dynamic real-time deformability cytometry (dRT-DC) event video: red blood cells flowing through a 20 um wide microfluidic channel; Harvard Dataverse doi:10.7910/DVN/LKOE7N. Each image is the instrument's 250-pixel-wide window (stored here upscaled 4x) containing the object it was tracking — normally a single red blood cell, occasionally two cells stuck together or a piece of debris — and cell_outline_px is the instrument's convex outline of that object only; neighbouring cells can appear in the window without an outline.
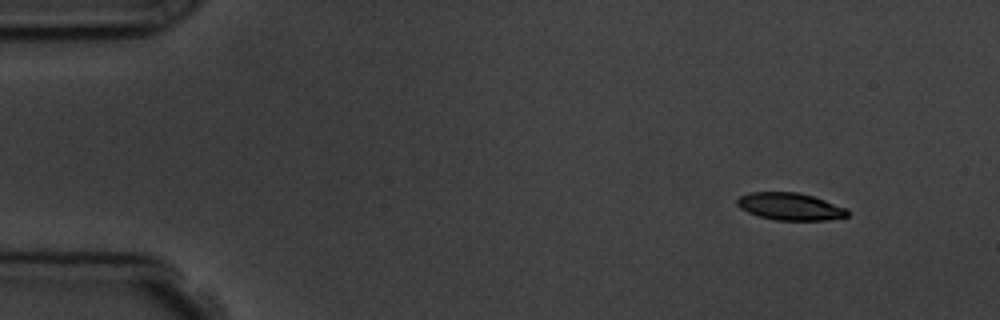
{"species": "common noctule bat (a hibernating species)", "species_latin": "Nyctalus noctula", "temperature_condition": "room temperature", "stored_images_in_passage": 3, "camera_frame_rate_fps": 3000, "um_per_image_px": 0.085, "animal": {"sex": "male", "body_mass_g": 19.5, "forearm_length_mm": 54.6}, "frame": {"image": 1, "passage_image": 1, "time_ms": 0.0, "image_size_px": [1000, 320], "cell_outline_px": [[848, 216], [828, 220], [776, 220], [760, 216], [748, 212], [740, 208], [736, 204], [736, 200], [740, 196], [748, 192], [796, 192], [812, 196], [848, 208]], "centroid_in_image_um": [67.15, 17.55], "position_along_channel_um": 17.8, "area_um2": 17.51}}